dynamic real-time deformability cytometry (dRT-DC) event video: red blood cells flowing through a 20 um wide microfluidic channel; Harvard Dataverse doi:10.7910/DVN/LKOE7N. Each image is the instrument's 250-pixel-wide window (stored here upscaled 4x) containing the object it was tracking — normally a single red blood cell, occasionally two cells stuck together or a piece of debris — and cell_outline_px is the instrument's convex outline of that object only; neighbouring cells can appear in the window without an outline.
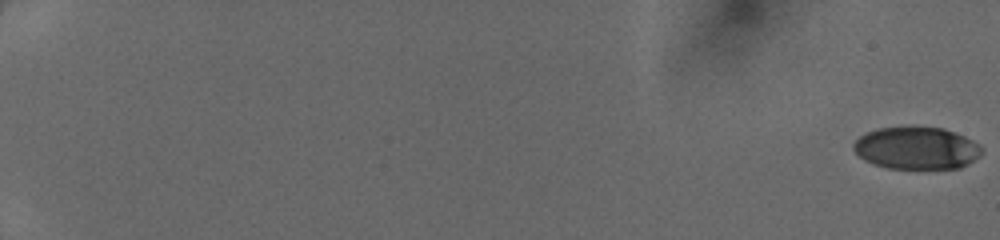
{"species": "human", "species_latin": "Homo sapiens", "temperature_condition": "cold", "stored_images_in_passage": 51, "camera_frame_rate_fps": 3000, "um_per_image_px": 0.085, "donor": {"sex": "female"}, "frame": {"image": 1, "passage_image": 1, "time_ms": 0.0, "image_size_px": [1000, 240], "cell_outline_px": [[984, 152], [980, 156], [968, 164], [960, 168], [888, 168], [872, 164], [864, 160], [852, 148], [852, 144], [860, 136], [876, 128], [944, 128], [964, 136], [980, 144], [984, 148]], "centroid_in_image_um": [77.94, 12.6], "position_along_channel_um": 7.1, "area_um2": 31.5}}
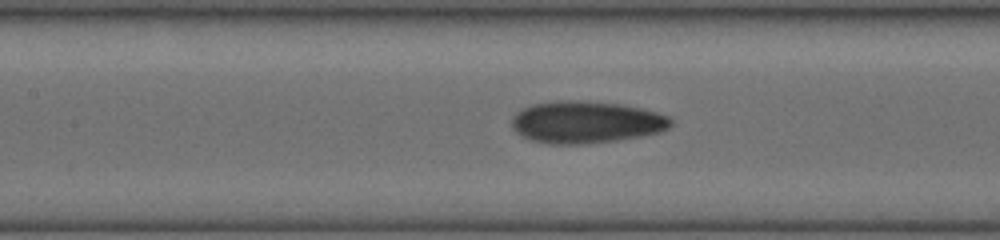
{"frame": {"image": 2, "passage_image": 28, "time_ms": 9.0, "image_size_px": [1000, 240], "cell_outline_px": [[672, 124], [668, 128], [660, 132], [640, 136], [616, 140], [580, 144], [548, 144], [532, 140], [516, 132], [512, 128], [512, 116], [516, 112], [532, 104], [556, 100], [580, 100], [624, 104], [656, 112], [668, 116], [672, 120]], "centroid_in_image_um": [49.8, 10.37], "position_along_channel_um": 157.6, "area_um2": 39.07}}
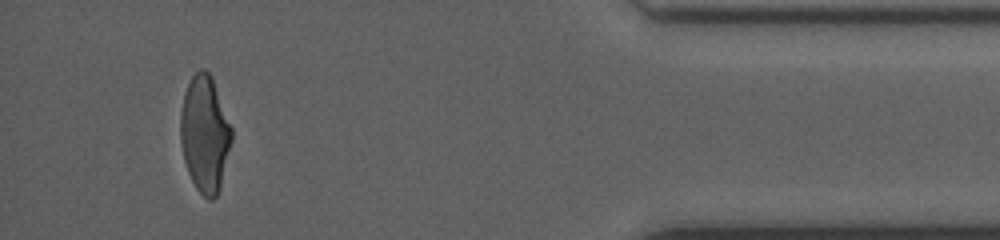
{"frame": {"image": 3, "passage_image": 49, "time_ms": 16.0, "image_size_px": [1000, 240], "cell_outline_px": [[232, 140], [220, 188], [216, 196], [212, 200], [208, 200], [196, 188], [188, 172], [184, 160], [180, 140], [180, 112], [184, 92], [192, 76], [200, 68], [204, 68], [212, 76], [232, 128]], "centroid_in_image_um": [17.4, 11.37], "position_along_channel_um": 417.8, "area_um2": 34.8}}